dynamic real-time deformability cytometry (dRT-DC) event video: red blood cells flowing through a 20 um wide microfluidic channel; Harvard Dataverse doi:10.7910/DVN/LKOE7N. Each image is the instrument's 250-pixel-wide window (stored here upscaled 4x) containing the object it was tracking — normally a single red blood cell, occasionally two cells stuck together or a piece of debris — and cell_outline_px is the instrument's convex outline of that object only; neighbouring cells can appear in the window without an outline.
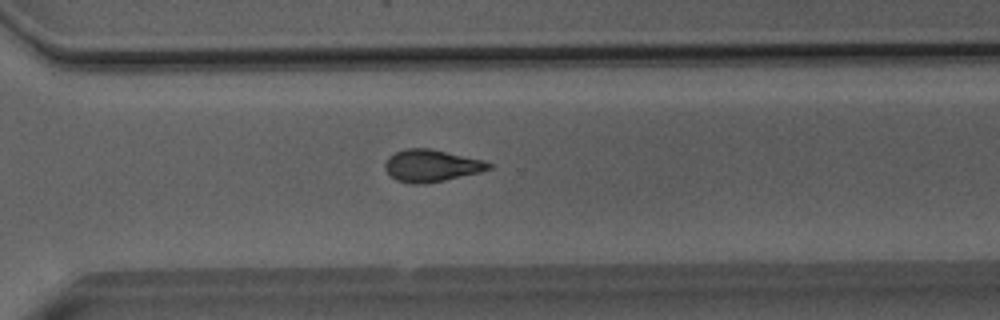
{"species": "Egyptian fruit bat (a non-hibernating species)", "species_latin": "Rousettus aegyptiacus", "temperature_condition": "room temperature", "stored_images_in_passage": 50, "camera_frame_rate_fps": 3000, "um_per_image_px": 0.085, "animal": {"sex": "male"}, "frame": {"image": 1, "passage_image": 36, "time_ms": 11.667, "image_size_px": [1000, 320], "cell_outline_px": [[492, 168], [480, 172], [444, 180], [420, 184], [412, 184], [396, 180], [384, 168], [384, 164], [388, 156], [404, 148], [428, 148], [484, 160], [492, 164]], "centroid_in_image_um": [36.65, 14.07], "position_along_channel_um": 333.9, "area_um2": 19.31}}
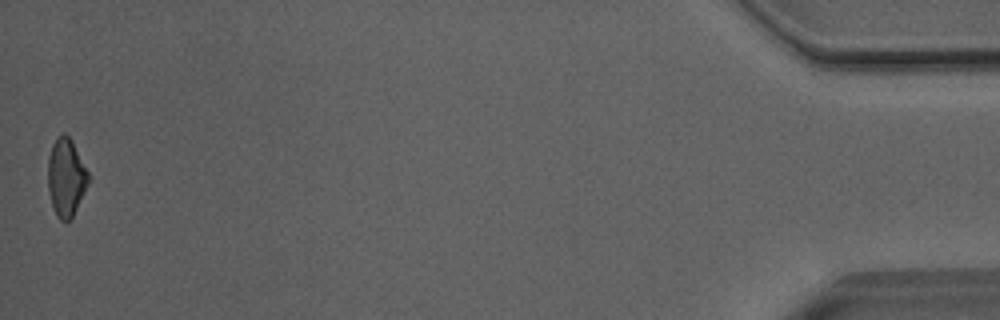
{"frame": {"image": 2, "passage_image": 50, "time_ms": 16.333, "image_size_px": [1000, 320], "cell_outline_px": [[88, 184], [72, 216], [68, 220], [60, 220], [56, 216], [52, 204], [48, 188], [48, 156], [52, 144], [56, 136], [64, 132], [72, 140], [88, 172]], "centroid_in_image_um": [5.59, 15.03], "position_along_channel_um": 429.6, "area_um2": 18.15}, "authors_computed_cell_mechanics": {"area_um2": 19.5075, "velocity_mm_per_s": 4.0859, "shape_relaxation_time_tau1_ms": 8.522, "shape_relaxation_time_tau2_ms": 4.1734, "deformation_change_tau1": 0.189, "deformation_change_tau2": 0.1282}}